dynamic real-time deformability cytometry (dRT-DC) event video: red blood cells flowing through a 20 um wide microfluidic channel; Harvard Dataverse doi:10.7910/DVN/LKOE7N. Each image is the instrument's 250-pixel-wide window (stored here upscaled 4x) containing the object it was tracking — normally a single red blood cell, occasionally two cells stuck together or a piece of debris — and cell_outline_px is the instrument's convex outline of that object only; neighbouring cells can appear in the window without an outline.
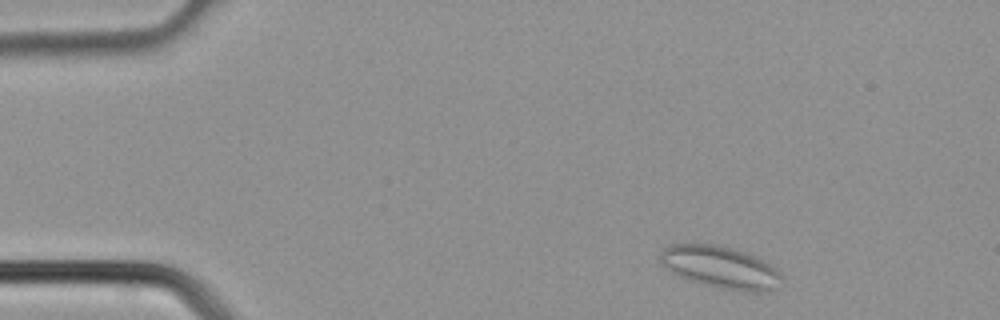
{"species": "common noctule bat (a hibernating species)", "species_latin": "Nyctalus noctula", "temperature_condition": "cold", "stored_images_in_passage": 3, "camera_frame_rate_fps": 3000, "um_per_image_px": 0.085, "animal": {"sex": "male", "body_mass_g": 21.5, "forearm_length_mm": 52.0}, "frame": {"image": 1, "passage_image": 1, "time_ms": 0.0, "image_size_px": [1000, 320], "cell_outline_px": [[784, 276], [776, 288], [768, 292], [744, 292], [720, 288], [688, 280], [676, 276], [668, 272], [660, 264], [660, 252], [668, 244], [716, 244], [732, 248], [756, 256], [764, 260], [776, 268]], "centroid_in_image_um": [61.23, 22.73], "position_along_channel_um": 23.8, "area_um2": 30.46}}